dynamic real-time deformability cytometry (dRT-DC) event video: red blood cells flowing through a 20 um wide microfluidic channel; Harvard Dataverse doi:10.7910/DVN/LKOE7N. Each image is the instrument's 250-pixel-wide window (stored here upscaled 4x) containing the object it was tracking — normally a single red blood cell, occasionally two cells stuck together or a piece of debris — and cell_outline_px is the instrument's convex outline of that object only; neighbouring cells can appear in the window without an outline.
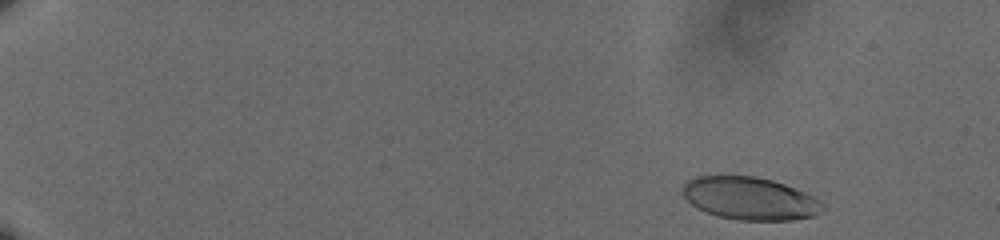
{"species": "human", "species_latin": "Homo sapiens", "temperature_condition": "cold", "stored_images_in_passage": 56, "camera_frame_rate_fps": 3000, "um_per_image_px": 0.085, "donor": {"sex": "male"}, "frame": {"image": 1, "passage_image": 3, "time_ms": 0.667, "image_size_px": [1000, 240], "cell_outline_px": [[824, 208], [816, 216], [792, 220], [736, 220], [716, 216], [704, 212], [696, 208], [684, 196], [684, 184], [688, 180], [696, 176], [756, 176], [772, 180], [784, 184], [804, 192], [820, 200], [824, 204]], "centroid_in_image_um": [63.75, 16.88], "position_along_channel_um": 21.2, "area_um2": 34.91}}
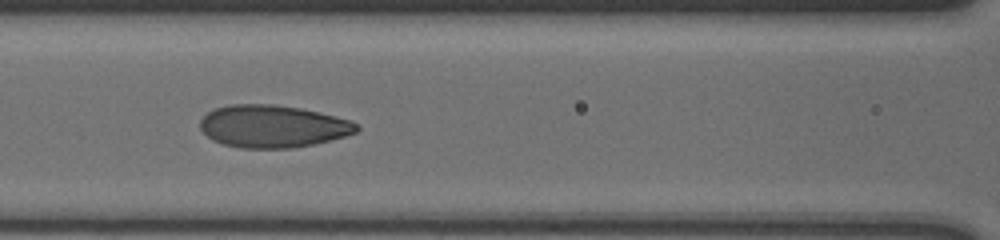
{"frame": {"image": 2, "passage_image": 26, "time_ms": 8.333, "image_size_px": [1000, 240], "cell_outline_px": [[360, 128], [356, 132], [344, 136], [312, 144], [292, 148], [240, 148], [224, 144], [212, 140], [200, 128], [200, 120], [208, 112], [216, 108], [228, 104], [272, 104], [300, 108], [320, 112], [352, 120]], "centroid_in_image_um": [23.17, 10.73], "position_along_channel_um": 143.4, "area_um2": 38.61}}
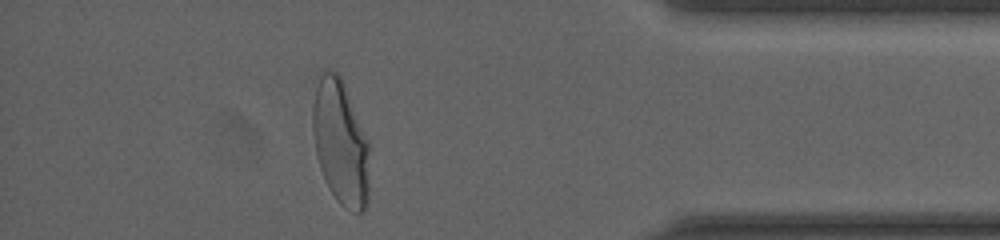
{"frame": {"image": 3, "passage_image": 50, "time_ms": 16.333, "image_size_px": [1000, 240], "cell_outline_px": [[368, 200], [364, 212], [356, 212], [340, 204], [336, 200], [328, 188], [324, 180], [320, 168], [316, 152], [312, 128], [312, 80], [324, 72], [336, 72], [340, 76], [344, 84], [368, 144]], "centroid_in_image_um": [28.88, 12.09], "position_along_channel_um": 406.3, "area_um2": 41.27}, "authors_computed_cell_mechanics": {"area_um2": 37.57, "velocity_mm_per_s": 3.6148, "shape_relaxation_time_tau1_ms": 4.2946, "shape_relaxation_time_tau2_ms": null, "deformation_change_tau1": 0.1602, "deformation_change_tau2": null}}